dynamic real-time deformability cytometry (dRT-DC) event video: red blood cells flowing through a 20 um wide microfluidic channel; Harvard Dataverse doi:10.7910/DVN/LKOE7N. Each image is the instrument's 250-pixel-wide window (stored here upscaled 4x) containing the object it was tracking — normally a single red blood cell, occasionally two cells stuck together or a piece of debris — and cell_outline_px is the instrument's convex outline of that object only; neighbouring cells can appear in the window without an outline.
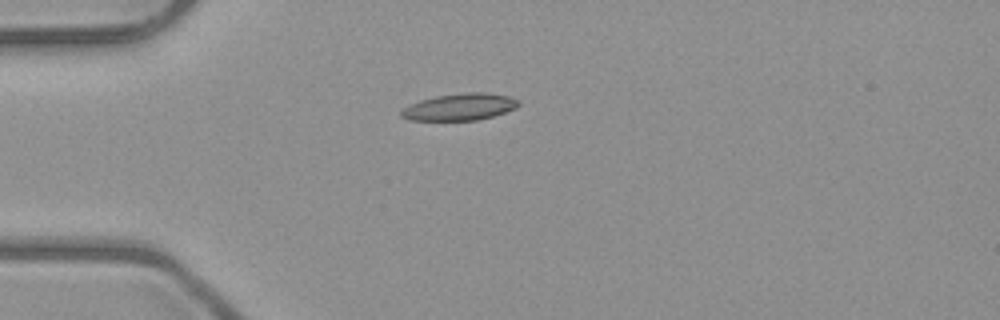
{"species": "common noctule bat (a hibernating species)", "species_latin": "Nyctalus noctula", "temperature_condition": "room temperature", "stored_images_in_passage": 1, "camera_frame_rate_fps": 3000, "um_per_image_px": 0.085, "animal": {"sex": "male", "body_mass_g": 23.1, "forearm_length_mm": 52.7}, "frame": {"image": 1, "passage_image": 1, "time_ms": 0.0, "image_size_px": [1000, 320], "cell_outline_px": [[520, 104], [516, 108], [492, 116], [476, 120], [408, 120], [400, 116], [400, 112], [404, 108], [420, 100], [436, 96], [464, 92], [484, 92], [508, 96], [520, 100]], "centroid_in_image_um": [39.09, 9.08], "position_along_channel_um": 45.9, "area_um2": 18.26}}